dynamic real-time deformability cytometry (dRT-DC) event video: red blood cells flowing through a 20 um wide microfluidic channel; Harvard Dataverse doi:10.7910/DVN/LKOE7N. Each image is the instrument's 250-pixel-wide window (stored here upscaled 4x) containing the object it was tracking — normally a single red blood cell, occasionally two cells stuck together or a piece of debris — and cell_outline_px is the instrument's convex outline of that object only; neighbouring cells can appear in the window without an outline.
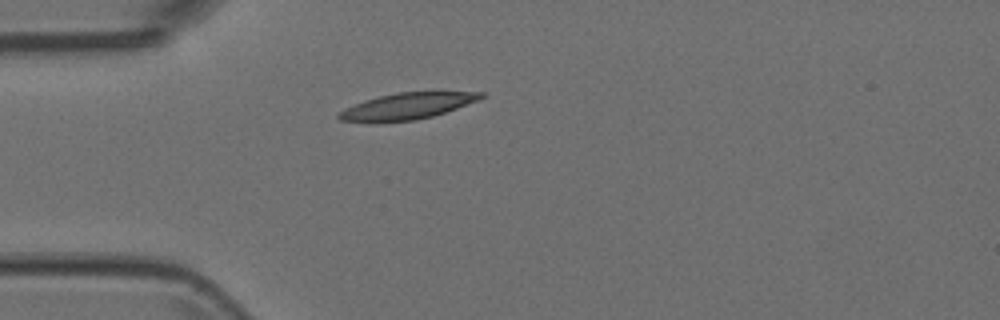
{"species": "Egyptian fruit bat (a non-hibernating species)", "species_latin": "Rousettus aegyptiacus", "temperature_condition": "room temperature", "stored_images_in_passage": 3, "camera_frame_rate_fps": 3000, "um_per_image_px": 0.085, "animal": {"sex": "female"}, "frame": {"image": 1, "passage_image": 3, "time_ms": 0.667, "image_size_px": [1000, 320], "cell_outline_px": [[484, 96], [476, 100], [456, 108], [432, 116], [416, 120], [340, 120], [336, 116], [340, 112], [364, 100], [396, 92], [484, 92]], "centroid_in_image_um": [34.66, 8.99], "position_along_channel_um": 50.3, "area_um2": 20.69}}